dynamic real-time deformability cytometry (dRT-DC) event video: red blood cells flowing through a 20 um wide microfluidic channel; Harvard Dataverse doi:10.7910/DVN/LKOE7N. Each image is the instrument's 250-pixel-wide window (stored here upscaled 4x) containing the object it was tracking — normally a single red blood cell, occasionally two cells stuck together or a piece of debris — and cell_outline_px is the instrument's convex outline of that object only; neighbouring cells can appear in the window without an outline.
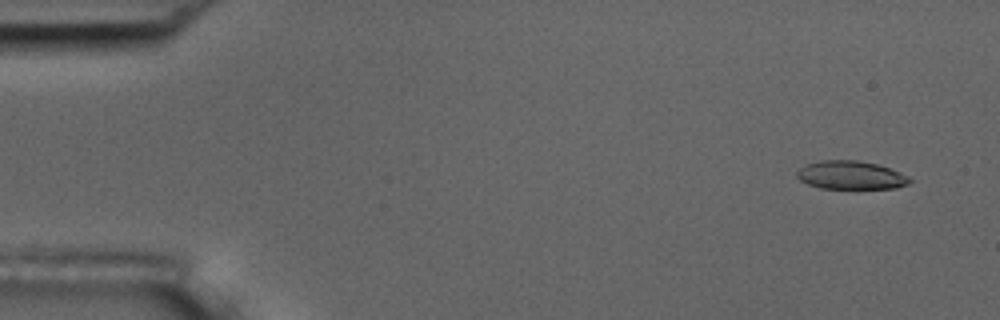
{"species": "common noctule bat (a hibernating species)", "species_latin": "Nyctalus noctula", "temperature_condition": "room temperature", "stored_images_in_passage": 6, "camera_frame_rate_fps": 3000, "um_per_image_px": 0.085, "animal": {"sex": "male", "body_mass_g": 17.5, "forearm_length_mm": 52.3}, "frame": {"image": 1, "passage_image": 1, "time_ms": 0.0, "image_size_px": [1000, 320], "cell_outline_px": [[912, 180], [908, 184], [896, 188], [820, 188], [808, 184], [800, 180], [796, 176], [796, 172], [800, 168], [808, 164], [820, 160], [856, 160], [876, 164], [888, 168], [908, 176]], "centroid_in_image_um": [72.3, 14.89], "position_along_channel_um": 12.7, "area_um2": 18.44}}
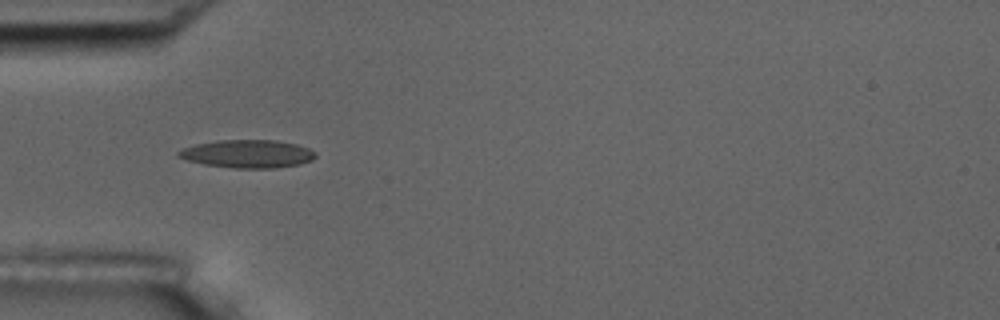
{"frame": {"image": 2, "passage_image": 5, "time_ms": 4.667, "image_size_px": [1000, 320], "cell_outline_px": [[316, 156], [312, 160], [300, 164], [272, 168], [232, 168], [204, 164], [188, 160], [176, 156], [176, 152], [184, 148], [196, 144], [216, 140], [276, 140], [296, 144], [308, 148], [316, 152]], "centroid_in_image_um": [21.04, 13.07], "position_along_channel_um": 64.0, "area_um2": 22.37}}